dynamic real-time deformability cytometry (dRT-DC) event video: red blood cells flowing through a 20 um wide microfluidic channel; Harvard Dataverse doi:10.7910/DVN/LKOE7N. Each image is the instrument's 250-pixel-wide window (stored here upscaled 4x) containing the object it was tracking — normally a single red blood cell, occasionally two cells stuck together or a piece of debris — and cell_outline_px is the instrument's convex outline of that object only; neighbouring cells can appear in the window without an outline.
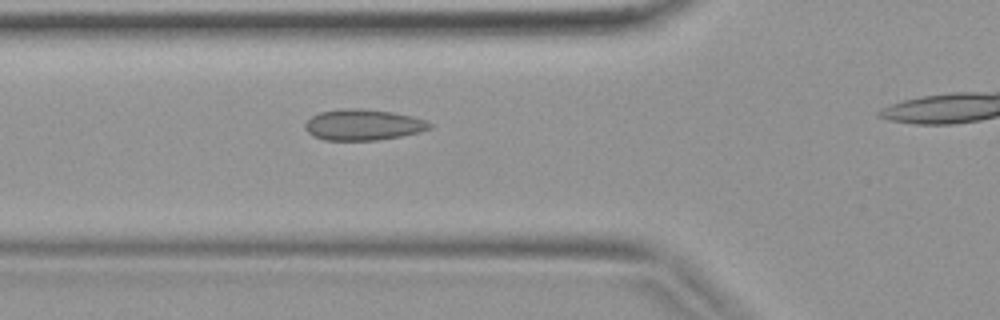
{"species": "common noctule bat (a hibernating species)", "species_latin": "Nyctalus noctula", "temperature_condition": "warm", "stored_images_in_passage": 27, "camera_frame_rate_fps": 3000, "um_per_image_px": 0.085, "animal": {"sex": "female", "body_mass_g": 19.9}, "frame": {"image": 1, "passage_image": 8, "time_ms": 2.333, "image_size_px": [1000, 320], "cell_outline_px": [[432, 128], [420, 132], [380, 140], [324, 140], [312, 136], [304, 128], [304, 124], [312, 116], [320, 112], [344, 108], [360, 108], [392, 112], [412, 116], [424, 120], [432, 124]], "centroid_in_image_um": [30.85, 10.61], "position_along_channel_um": 94.9, "area_um2": 22.54}}
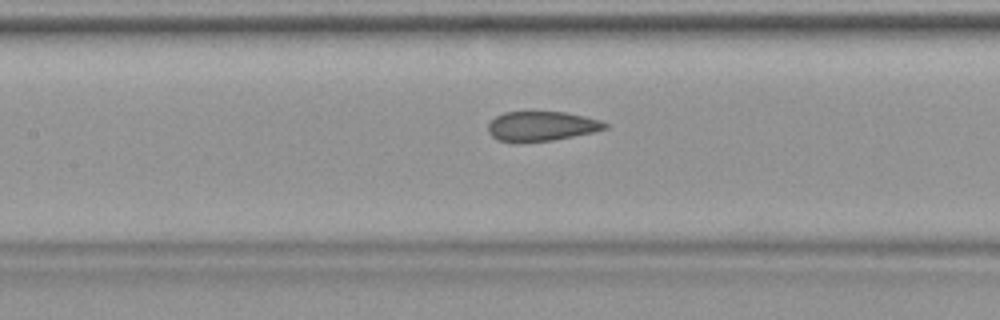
{"frame": {"image": 2, "passage_image": 12, "time_ms": 3.667, "image_size_px": [1000, 320], "cell_outline_px": [[608, 128], [596, 132], [552, 140], [496, 140], [488, 132], [488, 124], [496, 116], [504, 112], [564, 112], [584, 116], [600, 120], [608, 124]], "centroid_in_image_um": [46.08, 10.7], "position_along_channel_um": 161.3, "area_um2": 19.77}}